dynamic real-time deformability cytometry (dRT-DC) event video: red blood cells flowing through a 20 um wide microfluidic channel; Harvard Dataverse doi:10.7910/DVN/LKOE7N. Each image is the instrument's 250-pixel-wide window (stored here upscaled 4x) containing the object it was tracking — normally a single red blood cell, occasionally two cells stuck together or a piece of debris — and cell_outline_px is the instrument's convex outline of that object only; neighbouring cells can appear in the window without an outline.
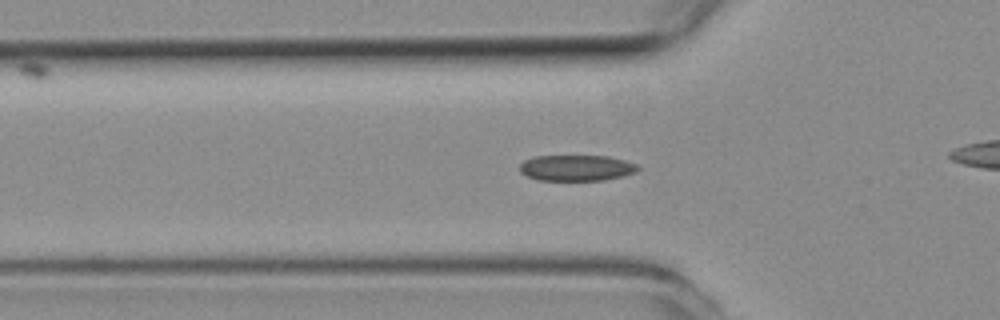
{"species": "common noctule bat (a hibernating species)", "species_latin": "Nyctalus noctula", "temperature_condition": "room temperature", "stored_images_in_passage": 41, "camera_frame_rate_fps": 3000, "um_per_image_px": 0.085, "animal": {"sex": "female", "body_mass_g": 19.3, "forearm_length_mm": 54.1}, "frame": {"image": 1, "passage_image": 16, "time_ms": 5.0, "image_size_px": [1000, 320], "cell_outline_px": [[640, 168], [636, 172], [624, 176], [604, 180], [536, 180], [520, 172], [520, 164], [524, 160], [536, 156], [608, 156], [624, 160], [636, 164]], "centroid_in_image_um": [49.01, 14.27], "position_along_channel_um": 76.8, "area_um2": 17.86}}
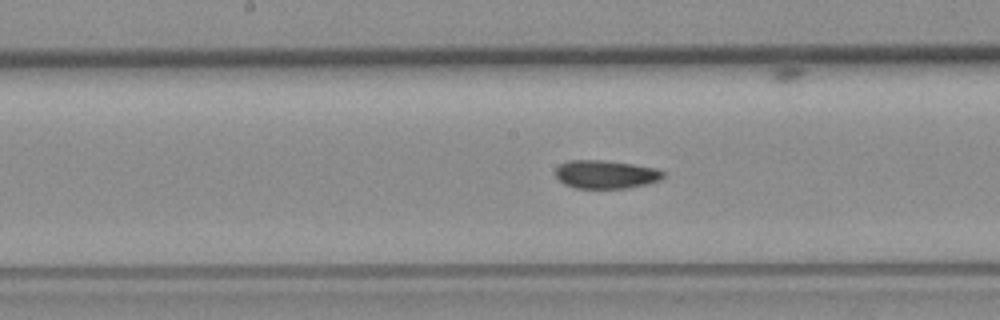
{"frame": {"image": 2, "passage_image": 25, "time_ms": 8.0, "image_size_px": [1000, 320], "cell_outline_px": [[664, 176], [660, 180], [648, 184], [628, 188], [576, 188], [564, 184], [556, 176], [556, 168], [560, 164], [568, 160], [604, 160], [632, 164], [656, 168], [664, 172]], "centroid_in_image_um": [51.5, 14.82], "position_along_channel_um": 196.7, "area_um2": 17.8}}
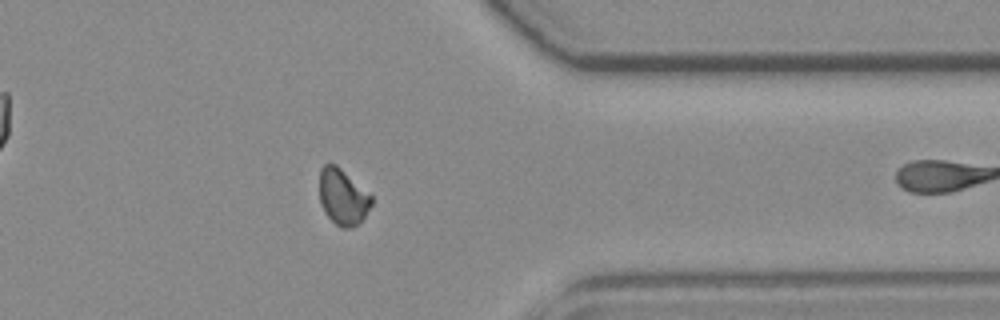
{"frame": {"image": 3, "passage_image": 40, "time_ms": 13.0, "image_size_px": [1000, 320], "cell_outline_px": [[372, 204], [364, 216], [352, 228], [340, 228], [324, 212], [320, 204], [320, 168], [324, 164], [336, 164], [372, 196]], "centroid_in_image_um": [29.12, 16.74], "position_along_channel_um": 382.3, "area_um2": 16.76}}